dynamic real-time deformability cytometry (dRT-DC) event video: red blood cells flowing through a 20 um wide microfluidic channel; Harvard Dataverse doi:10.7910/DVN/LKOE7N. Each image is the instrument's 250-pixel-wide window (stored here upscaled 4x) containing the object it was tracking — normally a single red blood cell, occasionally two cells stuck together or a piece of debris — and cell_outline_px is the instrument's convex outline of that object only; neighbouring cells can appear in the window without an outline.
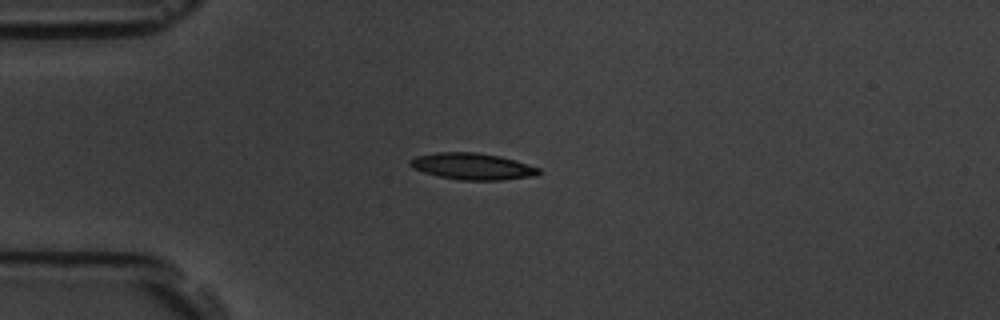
{"species": "common noctule bat (a hibernating species)", "species_latin": "Nyctalus noctula", "temperature_condition": "room temperature", "stored_images_in_passage": 4, "camera_frame_rate_fps": 3000, "um_per_image_px": 0.085, "animal": {"sex": "male", "body_mass_g": 19.5, "forearm_length_mm": 54.6}, "frame": {"image": 1, "passage_image": 3, "time_ms": 3.0, "image_size_px": [1000, 320], "cell_outline_px": [[540, 172], [536, 176], [504, 180], [460, 180], [436, 176], [412, 168], [408, 164], [408, 160], [416, 156], [436, 152], [476, 152], [500, 156], [528, 164], [540, 168]], "centroid_in_image_um": [40.13, 14.14], "position_along_channel_um": 44.9, "area_um2": 20.11}}